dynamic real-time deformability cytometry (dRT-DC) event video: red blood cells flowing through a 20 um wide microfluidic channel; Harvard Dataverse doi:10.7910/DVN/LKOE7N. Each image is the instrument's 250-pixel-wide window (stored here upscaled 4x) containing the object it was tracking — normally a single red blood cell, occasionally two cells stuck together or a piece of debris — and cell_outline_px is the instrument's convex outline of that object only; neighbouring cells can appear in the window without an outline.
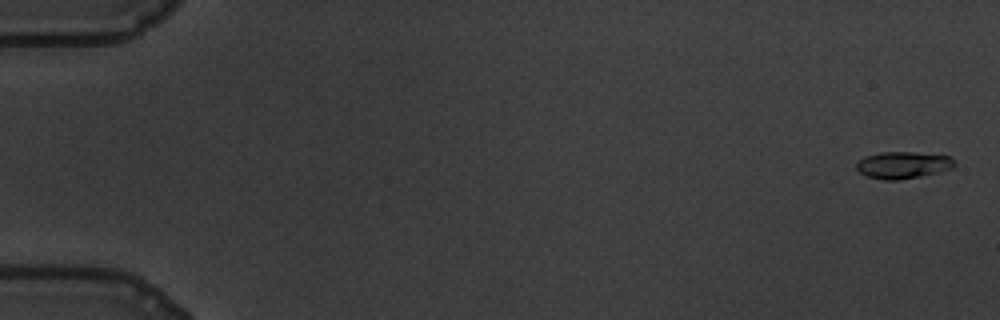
{"species": "common noctule bat (a hibernating species)", "species_latin": "Nyctalus noctula", "temperature_condition": "warm", "stored_images_in_passage": 60, "camera_frame_rate_fps": 3000, "um_per_image_px": 0.085, "animal": {"sex": "male", "body_mass_g": 19.5, "forearm_length_mm": 54.6}, "frame": {"image": 1, "passage_image": 2, "time_ms": 0.333, "image_size_px": [1000, 320], "cell_outline_px": [[956, 164], [952, 168], [940, 172], [900, 180], [884, 180], [868, 176], [860, 172], [856, 168], [856, 164], [864, 156], [880, 152], [912, 152], [952, 156]], "centroid_in_image_um": [76.78, 14.02], "position_along_channel_um": 8.2, "area_um2": 15.43}}
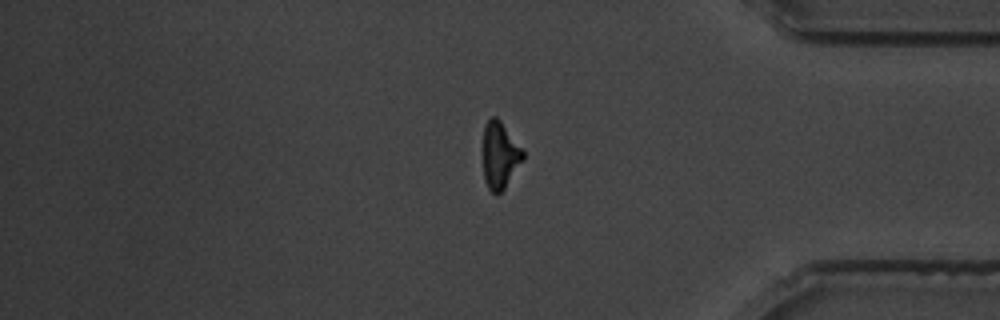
{"frame": {"image": 2, "passage_image": 51, "time_ms": 16.667, "image_size_px": [1000, 320], "cell_outline_px": [[524, 160], [504, 188], [496, 196], [488, 188], [484, 180], [484, 124], [492, 116], [496, 116], [500, 120], [524, 148]], "centroid_in_image_um": [42.52, 13.18], "position_along_channel_um": 392.7, "area_um2": 15.72}}
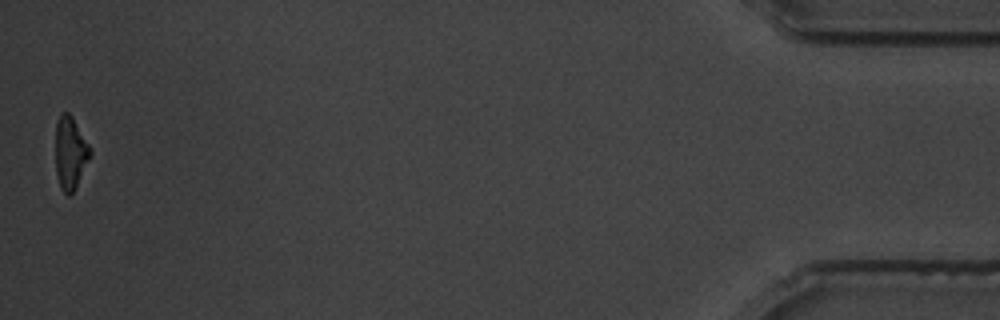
{"frame": {"image": 3, "passage_image": 60, "time_ms": 19.667, "image_size_px": [1000, 320], "cell_outline_px": [[92, 156], [76, 188], [68, 196], [60, 188], [56, 172], [56, 120], [60, 112], [68, 112], [72, 116], [92, 148]], "centroid_in_image_um": [6.0, 12.98], "position_along_channel_um": 429.2, "area_um2": 15.09}, "authors_computed_cell_mechanics": {"area_um2": 15.9817, "velocity_mm_per_s": 3.4604, "shape_relaxation_time_tau1_ms": 3.461, "shape_relaxation_time_tau2_ms": 2.8554, "deformation_change_tau1": 0.1847, "deformation_change_tau2": 0.0936}}